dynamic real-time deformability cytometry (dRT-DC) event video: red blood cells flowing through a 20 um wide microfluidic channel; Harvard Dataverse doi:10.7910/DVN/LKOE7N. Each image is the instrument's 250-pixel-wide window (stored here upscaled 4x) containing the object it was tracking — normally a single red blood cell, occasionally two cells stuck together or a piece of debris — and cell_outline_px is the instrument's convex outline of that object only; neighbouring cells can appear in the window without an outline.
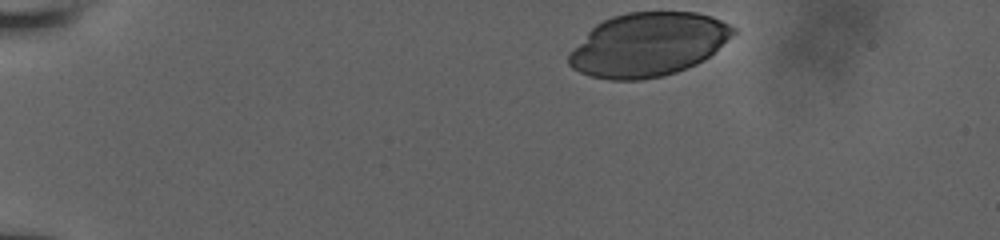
{"species": "human", "species_latin": "Homo sapiens", "temperature_condition": "room temperature", "stored_images_in_passage": 38, "camera_frame_rate_fps": 3000, "um_per_image_px": 0.085, "donor": {"sex": "male"}, "frame": {"image": 1, "passage_image": 1, "time_ms": 0.0, "image_size_px": [1000, 240], "cell_outline_px": [[736, 32], [704, 60], [696, 64], [676, 72], [664, 76], [640, 80], [608, 80], [592, 76], [580, 72], [572, 68], [568, 64], [568, 56], [588, 32], [596, 24], [612, 16], [628, 12], [696, 12], [712, 16], [736, 28]], "centroid_in_image_um": [55.09, 3.79], "position_along_channel_um": 29.9, "area_um2": 60.63}}